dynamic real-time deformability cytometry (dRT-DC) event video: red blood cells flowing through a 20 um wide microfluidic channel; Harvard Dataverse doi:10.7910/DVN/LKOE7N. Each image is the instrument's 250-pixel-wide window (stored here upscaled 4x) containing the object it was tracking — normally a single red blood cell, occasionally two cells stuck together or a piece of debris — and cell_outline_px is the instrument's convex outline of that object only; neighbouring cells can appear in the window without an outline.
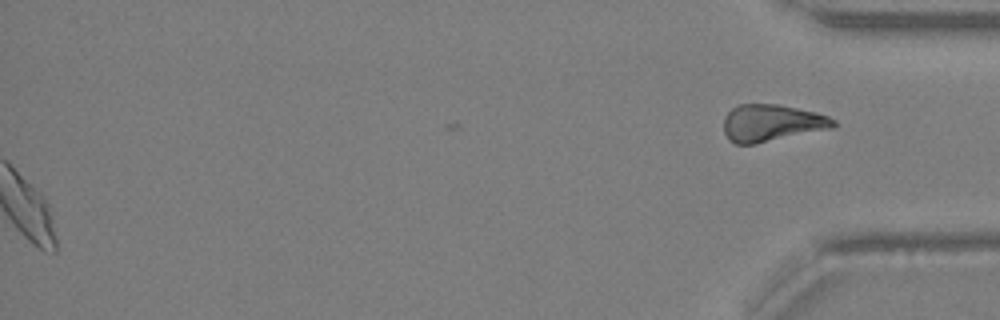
{"species": "Egyptian fruit bat (a non-hibernating species)", "species_latin": "Rousettus aegyptiacus", "temperature_condition": "warm", "stored_images_in_passage": 41, "segment_of_instrument_passage": [2, 2], "camera_frame_rate_fps": 3000, "um_per_image_px": 0.085, "animal": {"sex": "female"}, "frame": {"image": 1, "passage_image": 41, "time_ms": 13.333, "image_size_px": [1000, 320], "cell_outline_px": [[836, 124], [832, 128], [752, 144], [736, 144], [728, 140], [724, 132], [724, 116], [732, 108], [740, 104], [780, 104], [816, 112], [828, 116], [836, 120]], "centroid_in_image_um": [65.57, 10.44], "position_along_channel_um": 369.6, "area_um2": 23.58}}